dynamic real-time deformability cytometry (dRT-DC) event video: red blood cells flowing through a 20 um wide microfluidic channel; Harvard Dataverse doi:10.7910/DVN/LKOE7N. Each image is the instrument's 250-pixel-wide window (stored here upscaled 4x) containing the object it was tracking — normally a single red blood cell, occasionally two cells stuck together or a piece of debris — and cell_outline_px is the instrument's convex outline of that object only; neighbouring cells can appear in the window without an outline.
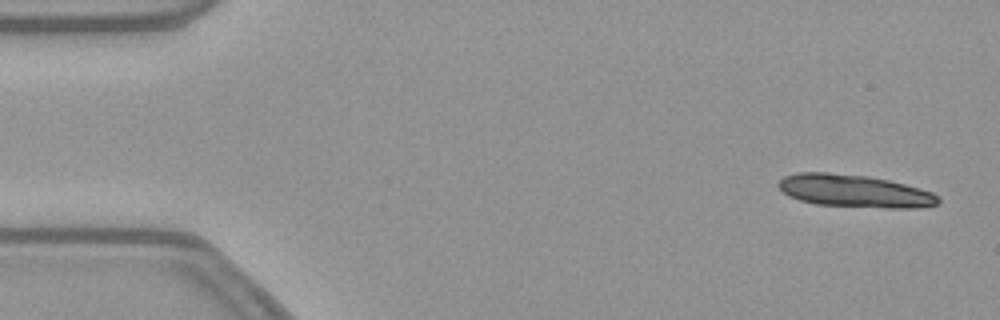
{"species": "common noctule bat (a hibernating species)", "species_latin": "Nyctalus noctula", "temperature_condition": "warm", "stored_images_in_passage": 14, "camera_frame_rate_fps": 3000, "um_per_image_px": 0.085, "animal": {"sex": "female", "body_mass_g": 21.9}, "frame": {"image": 1, "passage_image": 2, "time_ms": 0.333, "image_size_px": [1000, 320], "cell_outline_px": [[940, 204], [916, 208], [888, 208], [816, 204], [800, 200], [788, 196], [776, 184], [784, 176], [796, 172], [828, 172], [868, 176], [888, 180], [904, 184], [932, 192], [940, 196]], "centroid_in_image_um": [72.63, 16.23], "position_along_channel_um": 12.4, "area_um2": 30.4}}